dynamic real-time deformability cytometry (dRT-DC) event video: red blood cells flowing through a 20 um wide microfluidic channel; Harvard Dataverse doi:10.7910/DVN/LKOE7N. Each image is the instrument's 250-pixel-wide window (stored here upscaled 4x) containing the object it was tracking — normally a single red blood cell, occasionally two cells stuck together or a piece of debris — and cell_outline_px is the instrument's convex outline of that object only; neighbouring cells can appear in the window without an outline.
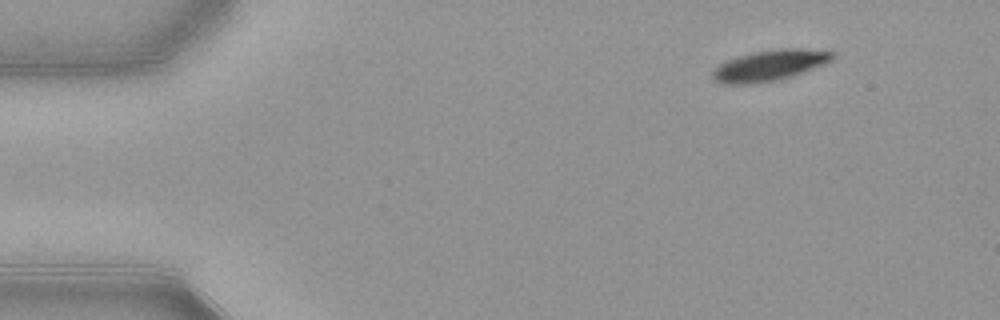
{"species": "common noctule bat (a hibernating species)", "species_latin": "Nyctalus noctula", "temperature_condition": "warm", "stored_images_in_passage": 48, "camera_frame_rate_fps": 3000, "um_per_image_px": 0.085, "animal": {"sex": "female", "body_mass_g": 21.9}, "frame": {"image": 1, "passage_image": 1, "time_ms": 0.0, "image_size_px": [1000, 320], "cell_outline_px": [[836, 56], [832, 60], [824, 64], [776, 80], [756, 84], [724, 84], [716, 80], [712, 76], [712, 72], [720, 64], [736, 56], [752, 52], [780, 48], [800, 48], [832, 52]], "centroid_in_image_um": [65.39, 5.55], "position_along_channel_um": 19.6, "area_um2": 21.21}}
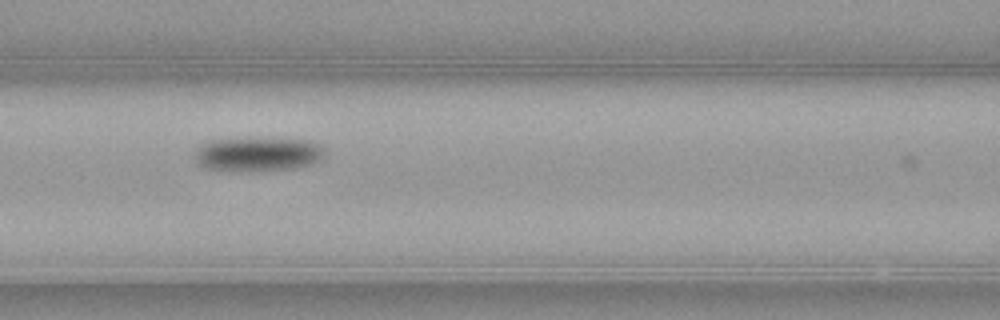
{"frame": {"image": 2, "passage_image": 18, "time_ms": 5.667, "image_size_px": [1000, 320], "cell_outline_px": [[324, 156], [320, 160], [312, 164], [296, 168], [248, 172], [208, 168], [200, 164], [196, 160], [196, 148], [200, 144], [208, 140], [248, 136], [260, 136], [308, 140], [320, 144], [324, 148]], "centroid_in_image_um": [21.94, 13.06], "position_along_channel_um": 144.7, "area_um2": 26.99}}
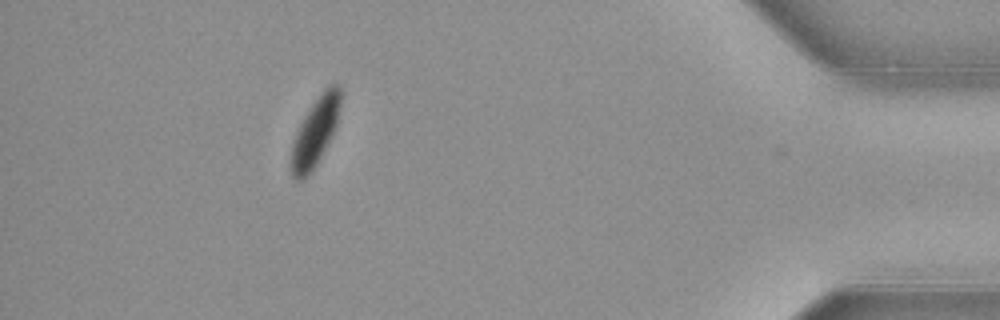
{"frame": {"image": 3, "passage_image": 43, "time_ms": 14.0, "image_size_px": [1000, 320], "cell_outline_px": [[340, 104], [336, 124], [312, 172], [304, 180], [296, 180], [292, 176], [288, 164], [292, 140], [304, 116], [320, 92], [328, 84], [340, 84]], "centroid_in_image_um": [26.72, 11.24], "position_along_channel_um": 408.5, "area_um2": 19.71}, "authors_computed_cell_mechanics": {"area_um2": 23.3801, "velocity_mm_per_s": 3.853, "shape_relaxation_time_tau1_ms": 4.586, "shape_relaxation_time_tau2_ms": 9.7968, "deformation_change_tau1": 0.1381, "deformation_change_tau2": 0.0564}}